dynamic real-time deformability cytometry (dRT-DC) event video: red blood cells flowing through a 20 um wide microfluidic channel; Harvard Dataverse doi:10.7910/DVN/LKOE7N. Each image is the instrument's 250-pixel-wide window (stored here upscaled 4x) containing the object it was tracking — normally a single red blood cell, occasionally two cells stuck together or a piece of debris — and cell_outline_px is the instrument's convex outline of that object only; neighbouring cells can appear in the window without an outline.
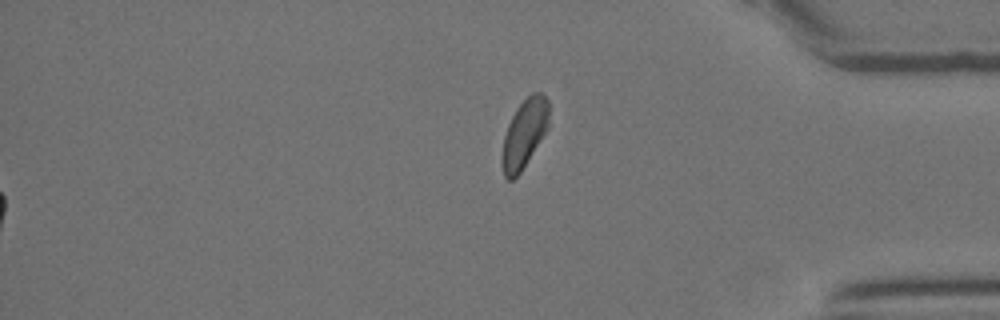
{"species": "Egyptian fruit bat (a non-hibernating species)", "species_latin": "Rousettus aegyptiacus", "temperature_condition": "room temperature", "stored_images_in_passage": 35, "segment_of_instrument_passage": [2, 2], "camera_frame_rate_fps": 3000, "um_per_image_px": 0.085, "animal": {"sex": "female"}, "frame": {"image": 1, "passage_image": 35, "time_ms": 11.333, "image_size_px": [1000, 320], "cell_outline_px": [[548, 128], [520, 172], [512, 180], [508, 180], [504, 176], [504, 136], [508, 124], [516, 108], [532, 92], [540, 92], [548, 100]], "centroid_in_image_um": [44.6, 11.3], "position_along_channel_um": 390.6, "area_um2": 17.98}}